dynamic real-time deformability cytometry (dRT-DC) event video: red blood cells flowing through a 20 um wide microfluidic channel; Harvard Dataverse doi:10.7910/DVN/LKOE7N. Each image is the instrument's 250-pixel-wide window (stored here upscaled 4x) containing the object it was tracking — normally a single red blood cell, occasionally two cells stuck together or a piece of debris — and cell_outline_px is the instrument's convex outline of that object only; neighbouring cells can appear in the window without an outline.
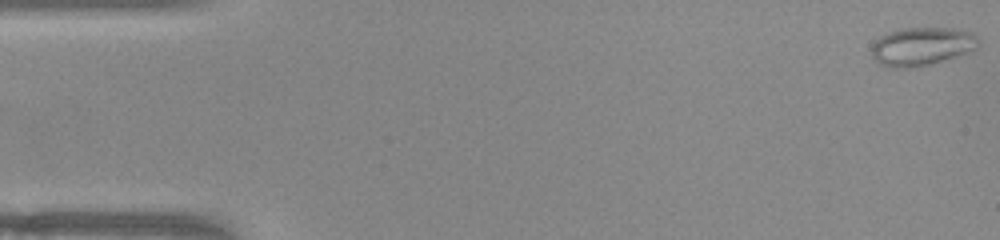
{"species": "common noctule bat (a hibernating species)", "species_latin": "Nyctalus noctula", "temperature_condition": "warm", "stored_images_in_passage": 51, "camera_frame_rate_fps": 3000, "um_per_image_px": 0.085, "animal": {"sex": "female", "body_mass_g": 22.0, "forearm_length_mm": 56.7}, "frame": {"image": 1, "passage_image": 1, "time_ms": 0.0, "image_size_px": [1000, 240], "cell_outline_px": [[980, 44], [976, 48], [968, 52], [920, 68], [888, 68], [880, 64], [872, 56], [872, 44], [880, 36], [888, 32], [900, 28], [952, 28], [972, 32], [980, 36]], "centroid_in_image_um": [78.37, 3.95], "position_along_channel_um": 6.6, "area_um2": 24.33}}
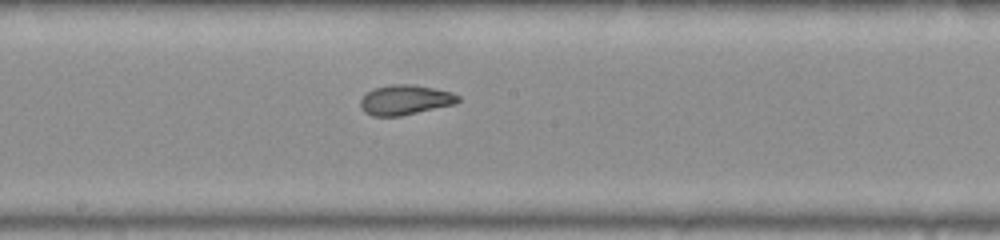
{"frame": {"image": 2, "passage_image": 27, "time_ms": 8.667, "image_size_px": [1000, 240], "cell_outline_px": [[460, 100], [456, 104], [400, 116], [372, 116], [364, 112], [360, 108], [360, 100], [368, 92], [376, 88], [392, 84], [412, 84], [452, 92], [460, 96]], "centroid_in_image_um": [34.45, 8.5], "position_along_channel_um": 213.8, "area_um2": 16.99}}
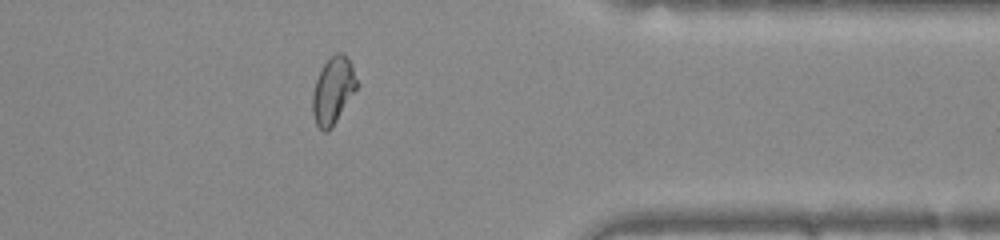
{"frame": {"image": 3, "passage_image": 41, "time_ms": 13.333, "image_size_px": [1000, 240], "cell_outline_px": [[356, 88], [332, 128], [328, 132], [324, 132], [316, 124], [312, 112], [312, 96], [316, 80], [324, 64], [336, 52], [344, 52], [348, 56], [356, 80]], "centroid_in_image_um": [28.28, 7.7], "position_along_channel_um": 383.1, "area_um2": 16.88}, "authors_computed_cell_mechanics": {"area_um2": 17.5712, "velocity_mm_per_s": 3.9677, "shape_relaxation_time_tau1_ms": 7.124, "shape_relaxation_time_tau2_ms": 0.9277, "deformation_change_tau1": 0.222, "deformation_change_tau2": 0.0559}}